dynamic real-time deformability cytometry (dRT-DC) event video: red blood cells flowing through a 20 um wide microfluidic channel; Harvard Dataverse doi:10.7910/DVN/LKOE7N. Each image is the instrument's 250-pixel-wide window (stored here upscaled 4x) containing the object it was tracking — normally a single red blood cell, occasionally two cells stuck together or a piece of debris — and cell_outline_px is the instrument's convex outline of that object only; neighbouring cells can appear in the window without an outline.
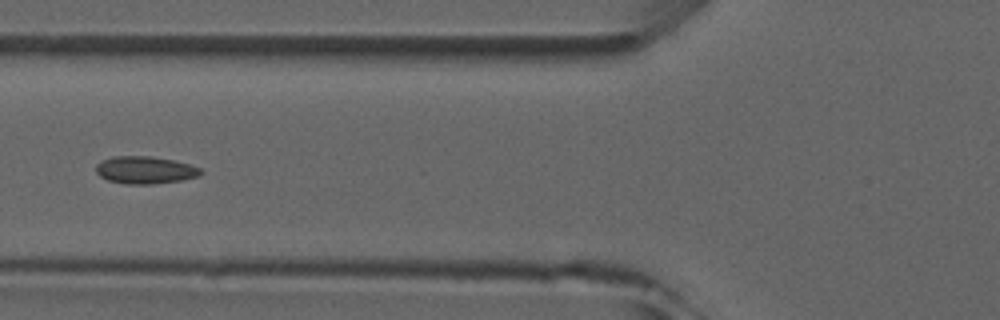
{"species": "common noctule bat (a hibernating species)", "species_latin": "Nyctalus noctula", "temperature_condition": "room temperature", "stored_images_in_passage": 3, "camera_frame_rate_fps": 3000, "um_per_image_px": 0.085, "animal": {"sex": "male", "forearm_length_mm": 52.5}, "frame": {"image": 1, "passage_image": 3, "time_ms": 3.333, "image_size_px": [1000, 320], "cell_outline_px": [[204, 172], [200, 176], [180, 180], [152, 184], [128, 184], [108, 180], [100, 176], [96, 172], [96, 164], [100, 160], [112, 156], [148, 156], [172, 160], [188, 164], [200, 168]], "centroid_in_image_um": [12.31, 14.45], "position_along_channel_um": 113.5, "area_um2": 16.7}}